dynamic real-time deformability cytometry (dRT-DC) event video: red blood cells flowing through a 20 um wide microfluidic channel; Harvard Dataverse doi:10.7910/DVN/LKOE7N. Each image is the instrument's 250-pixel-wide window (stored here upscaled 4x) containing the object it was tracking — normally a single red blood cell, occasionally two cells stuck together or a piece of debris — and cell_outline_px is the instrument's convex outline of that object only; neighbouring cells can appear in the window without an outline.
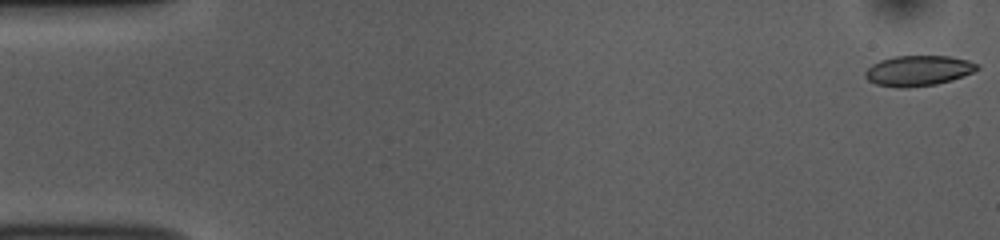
{"species": "common noctule bat (a hibernating species)", "species_latin": "Nyctalus noctula", "temperature_condition": "room temperature", "stored_images_in_passage": 52, "camera_frame_rate_fps": 3000, "um_per_image_px": 0.085, "animal": {"sex": "female", "body_mass_g": 10.0, "forearm_length_mm": 53.1}, "frame": {"image": 1, "passage_image": 1, "time_ms": 0.0, "image_size_px": [1000, 240], "cell_outline_px": [[980, 68], [972, 72], [952, 80], [936, 84], [904, 88], [900, 88], [876, 84], [868, 80], [864, 76], [864, 72], [872, 64], [880, 60], [896, 56], [948, 56], [968, 60], [980, 64]], "centroid_in_image_um": [78.05, 6.0], "position_along_channel_um": 6.9, "area_um2": 19.83}}
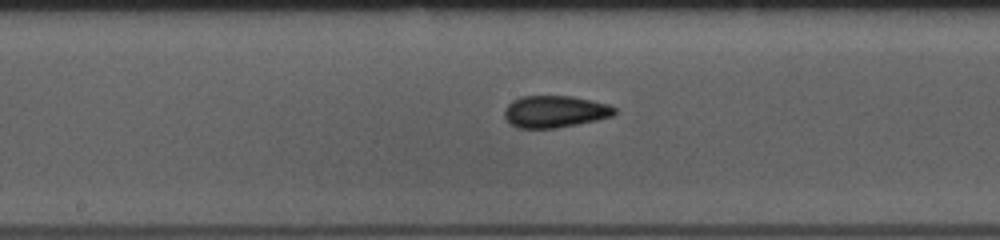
{"frame": {"image": 2, "passage_image": 27, "time_ms": 8.667, "image_size_px": [1000, 240], "cell_outline_px": [[616, 112], [612, 116], [596, 120], [556, 128], [516, 128], [504, 116], [504, 108], [512, 100], [520, 96], [572, 96], [592, 100], [608, 104], [616, 108]], "centroid_in_image_um": [47.15, 9.47], "position_along_channel_um": 201.1, "area_um2": 20.52}}
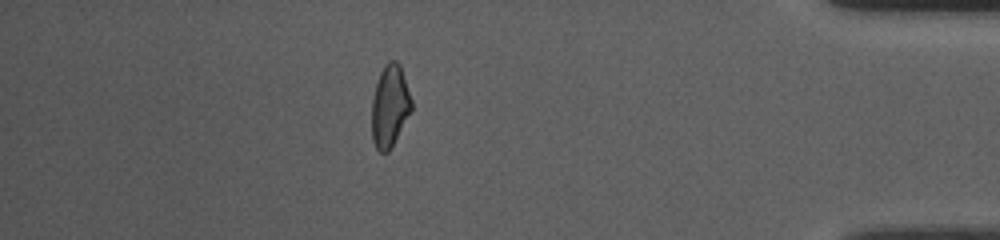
{"frame": {"image": 3, "passage_image": 46, "time_ms": 15.0, "image_size_px": [1000, 240], "cell_outline_px": [[412, 112], [388, 152], [380, 152], [376, 148], [372, 140], [372, 100], [376, 84], [380, 72], [384, 64], [388, 60], [396, 60], [400, 64], [412, 100]], "centroid_in_image_um": [33.14, 9.0], "position_along_channel_um": 402.1, "area_um2": 19.13}, "authors_computed_cell_mechanics": {"area_um2": 19.9699, "velocity_mm_per_s": 3.8342, "shape_relaxation_time_tau1_ms": 7.1588, "shape_relaxation_time_tau2_ms": 1.7116, "deformation_change_tau1": 0.1792, "deformation_change_tau2": 0.0894}}